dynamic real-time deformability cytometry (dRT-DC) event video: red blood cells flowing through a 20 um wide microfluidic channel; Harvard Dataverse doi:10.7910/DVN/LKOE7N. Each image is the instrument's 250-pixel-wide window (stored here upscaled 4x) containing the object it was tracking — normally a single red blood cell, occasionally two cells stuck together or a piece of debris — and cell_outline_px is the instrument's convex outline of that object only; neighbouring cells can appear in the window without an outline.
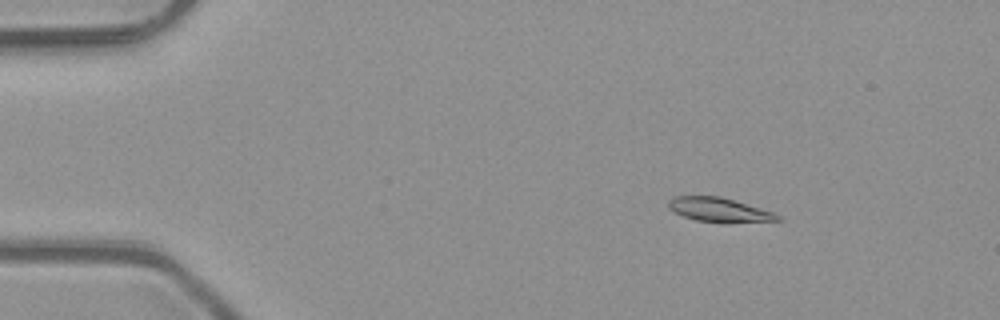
{"species": "common noctule bat (a hibernating species)", "species_latin": "Nyctalus noctula", "temperature_condition": "room temperature", "stored_images_in_passage": 51, "camera_frame_rate_fps": 3000, "um_per_image_px": 0.085, "animal": {"sex": "male", "body_mass_g": 23.1, "forearm_length_mm": 52.7}, "frame": {"image": 1, "passage_image": 7, "time_ms": 2.0, "image_size_px": [1000, 320], "cell_outline_px": [[784, 220], [696, 220], [684, 216], [668, 208], [668, 200], [676, 196], [720, 196], [760, 208], [772, 212], [780, 216]], "centroid_in_image_um": [61.04, 17.77], "position_along_channel_um": 24.0, "area_um2": 14.28}}
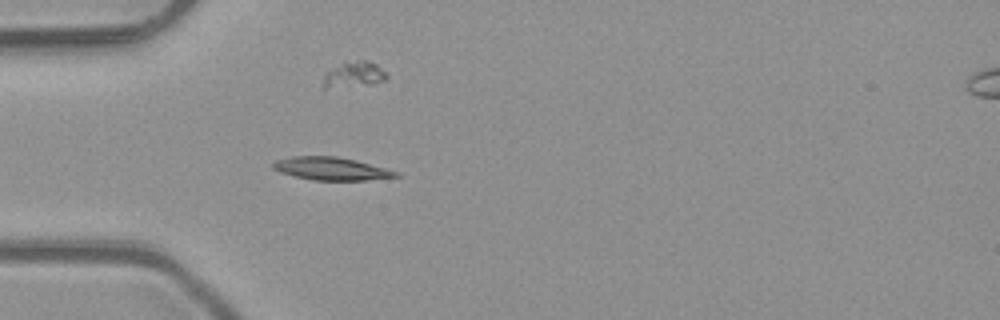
{"frame": {"image": 2, "passage_image": 15, "time_ms": 4.667, "image_size_px": [1000, 320], "cell_outline_px": [[400, 176], [364, 180], [312, 180], [280, 172], [272, 168], [272, 164], [276, 160], [292, 156], [336, 156], [356, 160], [400, 172]], "centroid_in_image_um": [28.15, 14.33], "position_along_channel_um": 56.8, "area_um2": 16.3}}
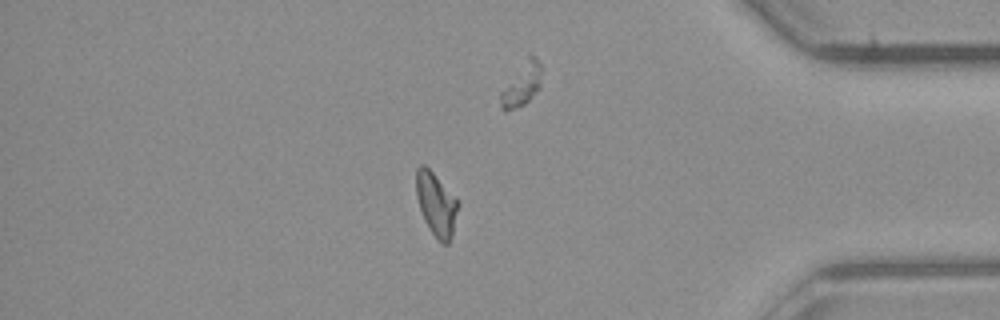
{"frame": {"image": 3, "passage_image": 43, "time_ms": 14.0, "image_size_px": [1000, 320], "cell_outline_px": [[456, 212], [452, 236], [448, 244], [440, 244], [424, 220], [416, 196], [416, 168], [420, 164], [424, 164], [456, 196]], "centroid_in_image_um": [37.05, 17.35], "position_along_channel_um": 398.2, "area_um2": 15.2}}